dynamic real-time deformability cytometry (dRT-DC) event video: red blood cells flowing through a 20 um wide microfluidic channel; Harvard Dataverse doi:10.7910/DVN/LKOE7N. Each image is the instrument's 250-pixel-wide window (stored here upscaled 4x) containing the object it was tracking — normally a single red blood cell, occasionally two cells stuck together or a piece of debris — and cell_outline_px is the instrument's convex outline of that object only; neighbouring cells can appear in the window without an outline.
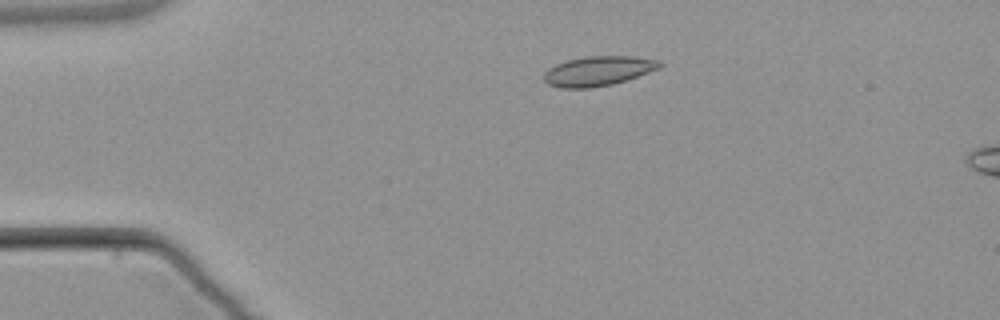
{"species": "common noctule bat (a hibernating species)", "species_latin": "Nyctalus noctula", "temperature_condition": "warm", "stored_images_in_passage": 3, "camera_frame_rate_fps": 3000, "um_per_image_px": 0.085, "animal": {"sex": "male", "body_mass_g": 21.5, "forearm_length_mm": 52.0}, "frame": {"image": 1, "passage_image": 1, "time_ms": 0.0, "image_size_px": [1000, 320], "cell_outline_px": [[664, 64], [660, 68], [612, 84], [588, 88], [560, 88], [548, 84], [544, 80], [544, 72], [548, 68], [556, 64], [568, 60], [584, 56], [632, 56], [660, 60]], "centroid_in_image_um": [50.83, 6.02], "position_along_channel_um": 34.2, "area_um2": 19.94}}